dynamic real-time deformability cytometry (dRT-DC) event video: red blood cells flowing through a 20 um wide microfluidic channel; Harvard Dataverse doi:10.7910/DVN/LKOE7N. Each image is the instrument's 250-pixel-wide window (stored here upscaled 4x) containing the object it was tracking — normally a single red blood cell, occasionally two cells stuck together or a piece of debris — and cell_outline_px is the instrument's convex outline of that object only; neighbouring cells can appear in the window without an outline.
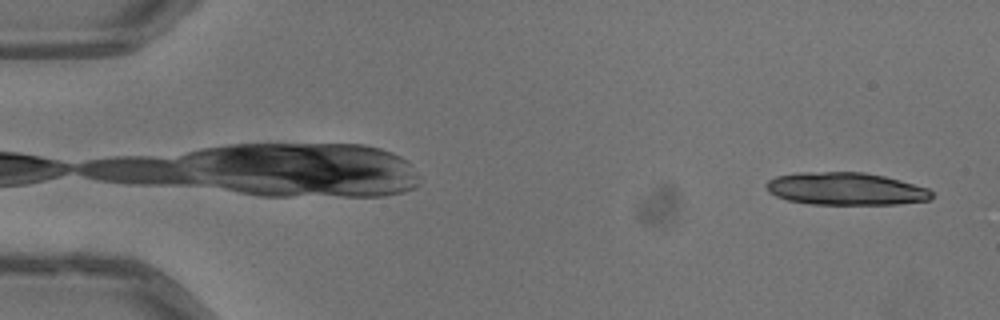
{"species": "common noctule bat (a hibernating species)", "species_latin": "Nyctalus noctula", "temperature_condition": "warm", "stored_images_in_passage": 9, "camera_frame_rate_fps": 3000, "um_per_image_px": 0.085, "animal": {"sex": "male", "body_mass_g": 13.3}, "frame": {"image": 1, "passage_image": 2, "time_ms": 0.333, "image_size_px": [1000, 320], "cell_outline_px": [[932, 196], [928, 200], [896, 204], [812, 204], [788, 200], [776, 196], [768, 192], [764, 184], [768, 180], [776, 176], [796, 172], [864, 172], [884, 176], [900, 180], [928, 188], [932, 192]], "centroid_in_image_um": [71.84, 16.04], "position_along_channel_um": 13.2, "area_um2": 31.44}}